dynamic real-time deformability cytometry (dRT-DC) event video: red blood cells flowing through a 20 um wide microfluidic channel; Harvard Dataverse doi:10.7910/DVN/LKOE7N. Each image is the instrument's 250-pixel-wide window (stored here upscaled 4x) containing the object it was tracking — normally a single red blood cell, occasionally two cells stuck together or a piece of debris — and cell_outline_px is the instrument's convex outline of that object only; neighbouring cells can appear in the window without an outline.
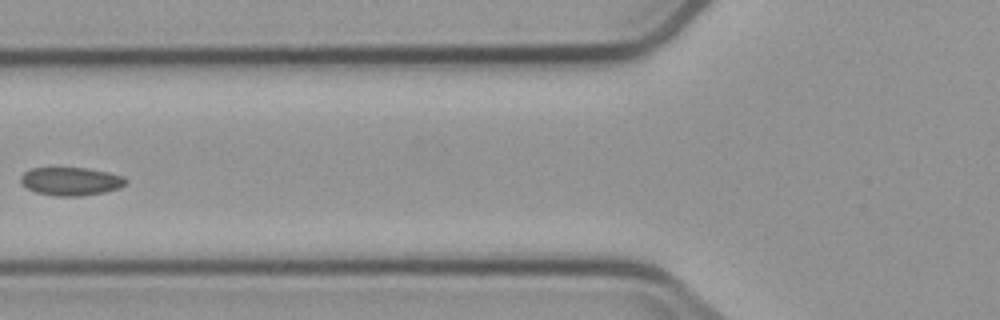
{"species": "common noctule bat (a hibernating species)", "species_latin": "Nyctalus noctula", "temperature_condition": "cold", "stored_images_in_passage": 5, "camera_frame_rate_fps": 3000, "um_per_image_px": 0.085, "animal": {"sex": "male", "body_mass_g": 23.1, "forearm_length_mm": 52.7}, "frame": {"image": 1, "passage_image": 5, "time_ms": 5.333, "image_size_px": [1000, 320], "cell_outline_px": [[128, 180], [120, 188], [104, 192], [80, 196], [56, 196], [36, 192], [20, 184], [20, 176], [24, 172], [32, 168], [84, 168], [108, 172], [124, 176]], "centroid_in_image_um": [6.01, 15.41], "position_along_channel_um": 119.8, "area_um2": 17.28}}